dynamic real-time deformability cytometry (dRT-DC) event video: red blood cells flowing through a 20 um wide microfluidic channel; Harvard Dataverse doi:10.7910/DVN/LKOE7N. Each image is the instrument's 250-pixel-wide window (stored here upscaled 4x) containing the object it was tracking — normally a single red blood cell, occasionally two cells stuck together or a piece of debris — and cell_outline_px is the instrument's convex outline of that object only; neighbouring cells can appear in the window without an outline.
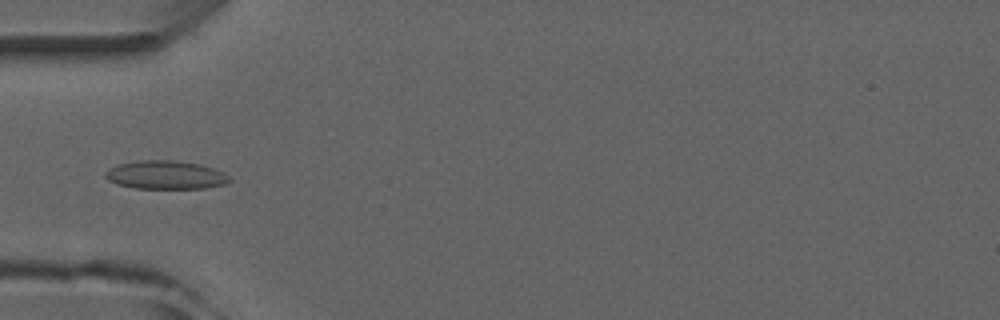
{"species": "common noctule bat (a hibernating species)", "species_latin": "Nyctalus noctula", "temperature_condition": "room temperature", "stored_images_in_passage": 4, "camera_frame_rate_fps": 3000, "um_per_image_px": 0.085, "animal": {"sex": "male", "forearm_length_mm": 52.5}, "frame": {"image": 1, "passage_image": 4, "time_ms": 3.667, "image_size_px": [1000, 320], "cell_outline_px": [[232, 180], [224, 184], [204, 188], [136, 188], [116, 184], [108, 180], [104, 176], [104, 172], [108, 168], [116, 164], [136, 160], [176, 160], [200, 164], [224, 172]], "centroid_in_image_um": [14.03, 14.85], "position_along_channel_um": 71.0, "area_um2": 20.75}}